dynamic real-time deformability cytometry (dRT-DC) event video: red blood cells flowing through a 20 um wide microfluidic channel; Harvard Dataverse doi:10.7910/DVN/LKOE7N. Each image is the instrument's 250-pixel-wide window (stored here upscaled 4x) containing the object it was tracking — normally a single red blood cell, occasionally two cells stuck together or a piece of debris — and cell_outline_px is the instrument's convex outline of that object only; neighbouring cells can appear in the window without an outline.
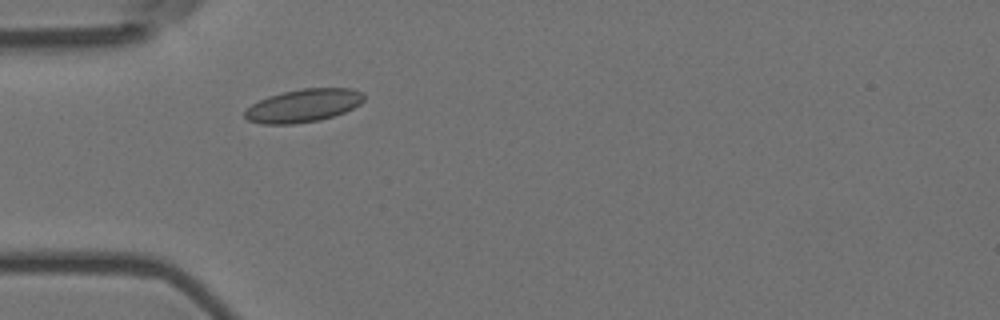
{"species": "Egyptian fruit bat (a non-hibernating species)", "species_latin": "Rousettus aegyptiacus", "temperature_condition": "room temperature", "stored_images_in_passage": 1, "camera_frame_rate_fps": 3000, "um_per_image_px": 0.085, "animal": {"sex": "female"}, "frame": {"image": 1, "passage_image": 1, "time_ms": 0.0, "image_size_px": [1000, 320], "cell_outline_px": [[364, 100], [360, 104], [344, 112], [320, 120], [292, 124], [264, 124], [248, 120], [244, 116], [244, 112], [252, 104], [268, 96], [300, 88], [352, 88], [364, 92]], "centroid_in_image_um": [25.81, 8.96], "position_along_channel_um": 59.2, "area_um2": 22.89}}